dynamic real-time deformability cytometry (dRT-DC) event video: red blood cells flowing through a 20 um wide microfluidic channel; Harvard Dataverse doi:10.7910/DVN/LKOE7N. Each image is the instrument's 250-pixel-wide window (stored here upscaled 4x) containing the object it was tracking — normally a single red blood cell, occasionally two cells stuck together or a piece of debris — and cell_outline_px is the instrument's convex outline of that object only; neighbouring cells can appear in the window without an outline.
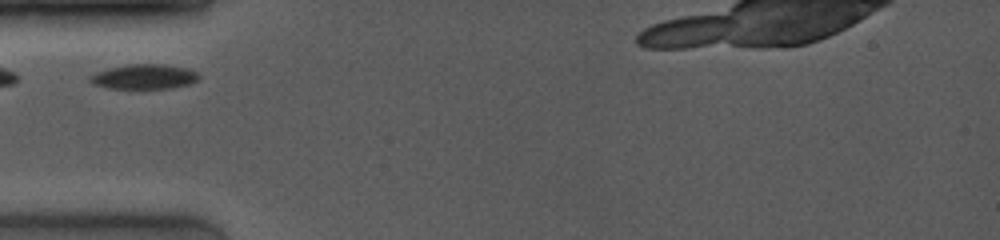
{"species": "common noctule bat (a hibernating species)", "species_latin": "Nyctalus noctula", "temperature_condition": "room temperature", "stored_images_in_passage": 6, "camera_frame_rate_fps": 4000, "um_per_image_px": 0.085, "animal": {"sex": "female", "body_mass_g": 19.0, "forearm_length_mm": 53.3}, "frame": {"image": 1, "passage_image": 1, "time_ms": 0.0, "image_size_px": [1000, 240], "cell_outline_px": [[200, 76], [196, 80], [188, 84], [172, 88], [108, 88], [92, 84], [88, 80], [88, 76], [96, 72], [128, 64], [164, 64], [188, 68], [196, 72]], "centroid_in_image_um": [12.23, 6.51], "position_along_channel_um": 72.8, "area_um2": 15.66}}
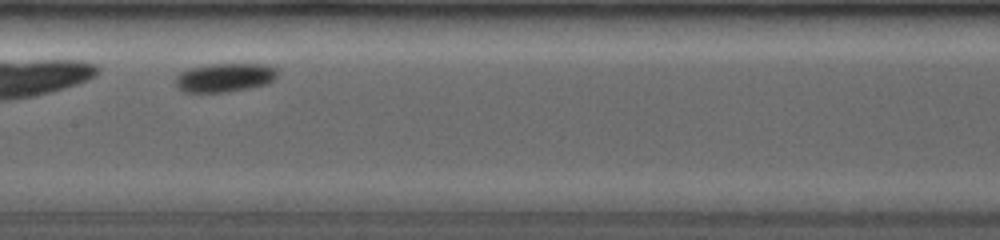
{"frame": {"image": 2, "passage_image": 5, "time_ms": 3.0, "image_size_px": [1000, 240], "cell_outline_px": [[276, 76], [268, 84], [228, 92], [184, 92], [176, 84], [176, 76], [188, 68], [212, 64], [264, 64], [276, 68]], "centroid_in_image_um": [19.11, 6.59], "position_along_channel_um": 188.3, "area_um2": 16.94}}